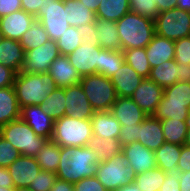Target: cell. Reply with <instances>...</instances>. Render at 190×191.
Segmentation results:
<instances>
[{
	"label": "cell",
	"instance_id": "obj_5",
	"mask_svg": "<svg viewBox=\"0 0 190 191\" xmlns=\"http://www.w3.org/2000/svg\"><path fill=\"white\" fill-rule=\"evenodd\" d=\"M0 135L10 142L23 156L35 157L39 149L49 140L38 136L30 126L17 119L0 127Z\"/></svg>",
	"mask_w": 190,
	"mask_h": 191
},
{
	"label": "cell",
	"instance_id": "obj_18",
	"mask_svg": "<svg viewBox=\"0 0 190 191\" xmlns=\"http://www.w3.org/2000/svg\"><path fill=\"white\" fill-rule=\"evenodd\" d=\"M110 111L121 126L142 123L148 116L131 97H117Z\"/></svg>",
	"mask_w": 190,
	"mask_h": 191
},
{
	"label": "cell",
	"instance_id": "obj_20",
	"mask_svg": "<svg viewBox=\"0 0 190 191\" xmlns=\"http://www.w3.org/2000/svg\"><path fill=\"white\" fill-rule=\"evenodd\" d=\"M151 151H156L165 143L161 120L149 115L138 124V141Z\"/></svg>",
	"mask_w": 190,
	"mask_h": 191
},
{
	"label": "cell",
	"instance_id": "obj_57",
	"mask_svg": "<svg viewBox=\"0 0 190 191\" xmlns=\"http://www.w3.org/2000/svg\"><path fill=\"white\" fill-rule=\"evenodd\" d=\"M179 69V82H190V65L189 64H178Z\"/></svg>",
	"mask_w": 190,
	"mask_h": 191
},
{
	"label": "cell",
	"instance_id": "obj_54",
	"mask_svg": "<svg viewBox=\"0 0 190 191\" xmlns=\"http://www.w3.org/2000/svg\"><path fill=\"white\" fill-rule=\"evenodd\" d=\"M0 187H14L13 179L6 167H0Z\"/></svg>",
	"mask_w": 190,
	"mask_h": 191
},
{
	"label": "cell",
	"instance_id": "obj_41",
	"mask_svg": "<svg viewBox=\"0 0 190 191\" xmlns=\"http://www.w3.org/2000/svg\"><path fill=\"white\" fill-rule=\"evenodd\" d=\"M163 96L169 102L190 103V82H179L164 88Z\"/></svg>",
	"mask_w": 190,
	"mask_h": 191
},
{
	"label": "cell",
	"instance_id": "obj_63",
	"mask_svg": "<svg viewBox=\"0 0 190 191\" xmlns=\"http://www.w3.org/2000/svg\"><path fill=\"white\" fill-rule=\"evenodd\" d=\"M15 187H0V191H14Z\"/></svg>",
	"mask_w": 190,
	"mask_h": 191
},
{
	"label": "cell",
	"instance_id": "obj_9",
	"mask_svg": "<svg viewBox=\"0 0 190 191\" xmlns=\"http://www.w3.org/2000/svg\"><path fill=\"white\" fill-rule=\"evenodd\" d=\"M66 18L64 1L44 0L43 6L39 8L36 21L44 27L50 39L56 42L70 26Z\"/></svg>",
	"mask_w": 190,
	"mask_h": 191
},
{
	"label": "cell",
	"instance_id": "obj_33",
	"mask_svg": "<svg viewBox=\"0 0 190 191\" xmlns=\"http://www.w3.org/2000/svg\"><path fill=\"white\" fill-rule=\"evenodd\" d=\"M60 148L56 142L48 140L39 149L35 158L42 170L56 173L60 161Z\"/></svg>",
	"mask_w": 190,
	"mask_h": 191
},
{
	"label": "cell",
	"instance_id": "obj_44",
	"mask_svg": "<svg viewBox=\"0 0 190 191\" xmlns=\"http://www.w3.org/2000/svg\"><path fill=\"white\" fill-rule=\"evenodd\" d=\"M21 154L0 135V167H8L11 165Z\"/></svg>",
	"mask_w": 190,
	"mask_h": 191
},
{
	"label": "cell",
	"instance_id": "obj_26",
	"mask_svg": "<svg viewBox=\"0 0 190 191\" xmlns=\"http://www.w3.org/2000/svg\"><path fill=\"white\" fill-rule=\"evenodd\" d=\"M182 145L165 142L155 151L157 168L167 173L177 172Z\"/></svg>",
	"mask_w": 190,
	"mask_h": 191
},
{
	"label": "cell",
	"instance_id": "obj_52",
	"mask_svg": "<svg viewBox=\"0 0 190 191\" xmlns=\"http://www.w3.org/2000/svg\"><path fill=\"white\" fill-rule=\"evenodd\" d=\"M190 171V147L182 145L181 155L179 157L177 172Z\"/></svg>",
	"mask_w": 190,
	"mask_h": 191
},
{
	"label": "cell",
	"instance_id": "obj_62",
	"mask_svg": "<svg viewBox=\"0 0 190 191\" xmlns=\"http://www.w3.org/2000/svg\"><path fill=\"white\" fill-rule=\"evenodd\" d=\"M184 145L190 147V129L187 130Z\"/></svg>",
	"mask_w": 190,
	"mask_h": 191
},
{
	"label": "cell",
	"instance_id": "obj_58",
	"mask_svg": "<svg viewBox=\"0 0 190 191\" xmlns=\"http://www.w3.org/2000/svg\"><path fill=\"white\" fill-rule=\"evenodd\" d=\"M177 0H155L159 13L177 6Z\"/></svg>",
	"mask_w": 190,
	"mask_h": 191
},
{
	"label": "cell",
	"instance_id": "obj_48",
	"mask_svg": "<svg viewBox=\"0 0 190 191\" xmlns=\"http://www.w3.org/2000/svg\"><path fill=\"white\" fill-rule=\"evenodd\" d=\"M118 140L122 146L138 141V124L121 126Z\"/></svg>",
	"mask_w": 190,
	"mask_h": 191
},
{
	"label": "cell",
	"instance_id": "obj_22",
	"mask_svg": "<svg viewBox=\"0 0 190 191\" xmlns=\"http://www.w3.org/2000/svg\"><path fill=\"white\" fill-rule=\"evenodd\" d=\"M145 49L151 68L156 67L165 61L175 59L174 41L157 34L154 35L153 39Z\"/></svg>",
	"mask_w": 190,
	"mask_h": 191
},
{
	"label": "cell",
	"instance_id": "obj_35",
	"mask_svg": "<svg viewBox=\"0 0 190 191\" xmlns=\"http://www.w3.org/2000/svg\"><path fill=\"white\" fill-rule=\"evenodd\" d=\"M65 88L56 87L51 94H49L40 107L54 120L65 116L66 109Z\"/></svg>",
	"mask_w": 190,
	"mask_h": 191
},
{
	"label": "cell",
	"instance_id": "obj_25",
	"mask_svg": "<svg viewBox=\"0 0 190 191\" xmlns=\"http://www.w3.org/2000/svg\"><path fill=\"white\" fill-rule=\"evenodd\" d=\"M20 110L14 86L0 88V127L20 119Z\"/></svg>",
	"mask_w": 190,
	"mask_h": 191
},
{
	"label": "cell",
	"instance_id": "obj_37",
	"mask_svg": "<svg viewBox=\"0 0 190 191\" xmlns=\"http://www.w3.org/2000/svg\"><path fill=\"white\" fill-rule=\"evenodd\" d=\"M161 125L165 142L184 145L188 130L186 121L162 119Z\"/></svg>",
	"mask_w": 190,
	"mask_h": 191
},
{
	"label": "cell",
	"instance_id": "obj_10",
	"mask_svg": "<svg viewBox=\"0 0 190 191\" xmlns=\"http://www.w3.org/2000/svg\"><path fill=\"white\" fill-rule=\"evenodd\" d=\"M60 56L57 43L53 40L25 52V61L21 71L24 73H48L52 62Z\"/></svg>",
	"mask_w": 190,
	"mask_h": 191
},
{
	"label": "cell",
	"instance_id": "obj_15",
	"mask_svg": "<svg viewBox=\"0 0 190 191\" xmlns=\"http://www.w3.org/2000/svg\"><path fill=\"white\" fill-rule=\"evenodd\" d=\"M20 119L26 122L38 136L51 140L54 130V119L44 112L40 105L22 107Z\"/></svg>",
	"mask_w": 190,
	"mask_h": 191
},
{
	"label": "cell",
	"instance_id": "obj_45",
	"mask_svg": "<svg viewBox=\"0 0 190 191\" xmlns=\"http://www.w3.org/2000/svg\"><path fill=\"white\" fill-rule=\"evenodd\" d=\"M175 61L177 64L190 65V36L174 41Z\"/></svg>",
	"mask_w": 190,
	"mask_h": 191
},
{
	"label": "cell",
	"instance_id": "obj_60",
	"mask_svg": "<svg viewBox=\"0 0 190 191\" xmlns=\"http://www.w3.org/2000/svg\"><path fill=\"white\" fill-rule=\"evenodd\" d=\"M176 8L190 12V0H177Z\"/></svg>",
	"mask_w": 190,
	"mask_h": 191
},
{
	"label": "cell",
	"instance_id": "obj_28",
	"mask_svg": "<svg viewBox=\"0 0 190 191\" xmlns=\"http://www.w3.org/2000/svg\"><path fill=\"white\" fill-rule=\"evenodd\" d=\"M67 18L70 26L79 27L94 23L96 17L94 11L88 9L79 0H64Z\"/></svg>",
	"mask_w": 190,
	"mask_h": 191
},
{
	"label": "cell",
	"instance_id": "obj_2",
	"mask_svg": "<svg viewBox=\"0 0 190 191\" xmlns=\"http://www.w3.org/2000/svg\"><path fill=\"white\" fill-rule=\"evenodd\" d=\"M121 50L145 48L155 35L154 20L129 11L115 22Z\"/></svg>",
	"mask_w": 190,
	"mask_h": 191
},
{
	"label": "cell",
	"instance_id": "obj_21",
	"mask_svg": "<svg viewBox=\"0 0 190 191\" xmlns=\"http://www.w3.org/2000/svg\"><path fill=\"white\" fill-rule=\"evenodd\" d=\"M48 73L56 87H69L80 83L81 76L65 55H60L51 64Z\"/></svg>",
	"mask_w": 190,
	"mask_h": 191
},
{
	"label": "cell",
	"instance_id": "obj_1",
	"mask_svg": "<svg viewBox=\"0 0 190 191\" xmlns=\"http://www.w3.org/2000/svg\"><path fill=\"white\" fill-rule=\"evenodd\" d=\"M97 164L95 153L88 146L61 147L56 175L58 179L74 184L83 178L95 176Z\"/></svg>",
	"mask_w": 190,
	"mask_h": 191
},
{
	"label": "cell",
	"instance_id": "obj_50",
	"mask_svg": "<svg viewBox=\"0 0 190 191\" xmlns=\"http://www.w3.org/2000/svg\"><path fill=\"white\" fill-rule=\"evenodd\" d=\"M159 191H180L178 172L167 173Z\"/></svg>",
	"mask_w": 190,
	"mask_h": 191
},
{
	"label": "cell",
	"instance_id": "obj_51",
	"mask_svg": "<svg viewBox=\"0 0 190 191\" xmlns=\"http://www.w3.org/2000/svg\"><path fill=\"white\" fill-rule=\"evenodd\" d=\"M16 73L4 65L0 64V88L13 86Z\"/></svg>",
	"mask_w": 190,
	"mask_h": 191
},
{
	"label": "cell",
	"instance_id": "obj_24",
	"mask_svg": "<svg viewBox=\"0 0 190 191\" xmlns=\"http://www.w3.org/2000/svg\"><path fill=\"white\" fill-rule=\"evenodd\" d=\"M25 61V50L19 41L2 37L0 41V64L18 74Z\"/></svg>",
	"mask_w": 190,
	"mask_h": 191
},
{
	"label": "cell",
	"instance_id": "obj_64",
	"mask_svg": "<svg viewBox=\"0 0 190 191\" xmlns=\"http://www.w3.org/2000/svg\"><path fill=\"white\" fill-rule=\"evenodd\" d=\"M14 191H32L29 187L15 188Z\"/></svg>",
	"mask_w": 190,
	"mask_h": 191
},
{
	"label": "cell",
	"instance_id": "obj_11",
	"mask_svg": "<svg viewBox=\"0 0 190 191\" xmlns=\"http://www.w3.org/2000/svg\"><path fill=\"white\" fill-rule=\"evenodd\" d=\"M101 50L100 46H93L90 43L83 42L67 57L81 77L98 74Z\"/></svg>",
	"mask_w": 190,
	"mask_h": 191
},
{
	"label": "cell",
	"instance_id": "obj_23",
	"mask_svg": "<svg viewBox=\"0 0 190 191\" xmlns=\"http://www.w3.org/2000/svg\"><path fill=\"white\" fill-rule=\"evenodd\" d=\"M93 135L104 139H118L121 124L111 111H95L90 119Z\"/></svg>",
	"mask_w": 190,
	"mask_h": 191
},
{
	"label": "cell",
	"instance_id": "obj_30",
	"mask_svg": "<svg viewBox=\"0 0 190 191\" xmlns=\"http://www.w3.org/2000/svg\"><path fill=\"white\" fill-rule=\"evenodd\" d=\"M95 153L98 163L104 162L122 151V145L118 139H104L93 135L88 145Z\"/></svg>",
	"mask_w": 190,
	"mask_h": 191
},
{
	"label": "cell",
	"instance_id": "obj_4",
	"mask_svg": "<svg viewBox=\"0 0 190 191\" xmlns=\"http://www.w3.org/2000/svg\"><path fill=\"white\" fill-rule=\"evenodd\" d=\"M90 119H77L63 116L54 120V130L51 140L61 147H85L92 138Z\"/></svg>",
	"mask_w": 190,
	"mask_h": 191
},
{
	"label": "cell",
	"instance_id": "obj_6",
	"mask_svg": "<svg viewBox=\"0 0 190 191\" xmlns=\"http://www.w3.org/2000/svg\"><path fill=\"white\" fill-rule=\"evenodd\" d=\"M95 176L108 191L134 183L136 174L122 153L97 164Z\"/></svg>",
	"mask_w": 190,
	"mask_h": 191
},
{
	"label": "cell",
	"instance_id": "obj_27",
	"mask_svg": "<svg viewBox=\"0 0 190 191\" xmlns=\"http://www.w3.org/2000/svg\"><path fill=\"white\" fill-rule=\"evenodd\" d=\"M94 24L102 49L121 50V41L115 21L95 19Z\"/></svg>",
	"mask_w": 190,
	"mask_h": 191
},
{
	"label": "cell",
	"instance_id": "obj_8",
	"mask_svg": "<svg viewBox=\"0 0 190 191\" xmlns=\"http://www.w3.org/2000/svg\"><path fill=\"white\" fill-rule=\"evenodd\" d=\"M155 34L169 40L190 36V12L173 8L160 12L154 19Z\"/></svg>",
	"mask_w": 190,
	"mask_h": 191
},
{
	"label": "cell",
	"instance_id": "obj_16",
	"mask_svg": "<svg viewBox=\"0 0 190 191\" xmlns=\"http://www.w3.org/2000/svg\"><path fill=\"white\" fill-rule=\"evenodd\" d=\"M163 91L160 85L149 78H144L131 99L149 116L154 114L163 96Z\"/></svg>",
	"mask_w": 190,
	"mask_h": 191
},
{
	"label": "cell",
	"instance_id": "obj_56",
	"mask_svg": "<svg viewBox=\"0 0 190 191\" xmlns=\"http://www.w3.org/2000/svg\"><path fill=\"white\" fill-rule=\"evenodd\" d=\"M180 191H190V171L178 172Z\"/></svg>",
	"mask_w": 190,
	"mask_h": 191
},
{
	"label": "cell",
	"instance_id": "obj_29",
	"mask_svg": "<svg viewBox=\"0 0 190 191\" xmlns=\"http://www.w3.org/2000/svg\"><path fill=\"white\" fill-rule=\"evenodd\" d=\"M179 75L178 64L175 59H172L151 68L149 79L164 89L175 84Z\"/></svg>",
	"mask_w": 190,
	"mask_h": 191
},
{
	"label": "cell",
	"instance_id": "obj_65",
	"mask_svg": "<svg viewBox=\"0 0 190 191\" xmlns=\"http://www.w3.org/2000/svg\"><path fill=\"white\" fill-rule=\"evenodd\" d=\"M186 125H187V129H190V111H189L188 117L186 118Z\"/></svg>",
	"mask_w": 190,
	"mask_h": 191
},
{
	"label": "cell",
	"instance_id": "obj_43",
	"mask_svg": "<svg viewBox=\"0 0 190 191\" xmlns=\"http://www.w3.org/2000/svg\"><path fill=\"white\" fill-rule=\"evenodd\" d=\"M57 179L55 172L40 170L35 179L29 185L32 191H50Z\"/></svg>",
	"mask_w": 190,
	"mask_h": 191
},
{
	"label": "cell",
	"instance_id": "obj_49",
	"mask_svg": "<svg viewBox=\"0 0 190 191\" xmlns=\"http://www.w3.org/2000/svg\"><path fill=\"white\" fill-rule=\"evenodd\" d=\"M22 10L21 0H0V18Z\"/></svg>",
	"mask_w": 190,
	"mask_h": 191
},
{
	"label": "cell",
	"instance_id": "obj_19",
	"mask_svg": "<svg viewBox=\"0 0 190 191\" xmlns=\"http://www.w3.org/2000/svg\"><path fill=\"white\" fill-rule=\"evenodd\" d=\"M110 80L118 97H131L144 78L124 61Z\"/></svg>",
	"mask_w": 190,
	"mask_h": 191
},
{
	"label": "cell",
	"instance_id": "obj_40",
	"mask_svg": "<svg viewBox=\"0 0 190 191\" xmlns=\"http://www.w3.org/2000/svg\"><path fill=\"white\" fill-rule=\"evenodd\" d=\"M60 55L71 54L83 41L77 27L69 26L61 37L56 41Z\"/></svg>",
	"mask_w": 190,
	"mask_h": 191
},
{
	"label": "cell",
	"instance_id": "obj_32",
	"mask_svg": "<svg viewBox=\"0 0 190 191\" xmlns=\"http://www.w3.org/2000/svg\"><path fill=\"white\" fill-rule=\"evenodd\" d=\"M129 11H131L129 0H101L95 17L116 22Z\"/></svg>",
	"mask_w": 190,
	"mask_h": 191
},
{
	"label": "cell",
	"instance_id": "obj_46",
	"mask_svg": "<svg viewBox=\"0 0 190 191\" xmlns=\"http://www.w3.org/2000/svg\"><path fill=\"white\" fill-rule=\"evenodd\" d=\"M73 186L74 191H108L96 176L83 178Z\"/></svg>",
	"mask_w": 190,
	"mask_h": 191
},
{
	"label": "cell",
	"instance_id": "obj_47",
	"mask_svg": "<svg viewBox=\"0 0 190 191\" xmlns=\"http://www.w3.org/2000/svg\"><path fill=\"white\" fill-rule=\"evenodd\" d=\"M78 32L81 34L84 43H90L93 46H99V38L97 37V30L94 23L85 24L77 27Z\"/></svg>",
	"mask_w": 190,
	"mask_h": 191
},
{
	"label": "cell",
	"instance_id": "obj_12",
	"mask_svg": "<svg viewBox=\"0 0 190 191\" xmlns=\"http://www.w3.org/2000/svg\"><path fill=\"white\" fill-rule=\"evenodd\" d=\"M65 116L77 119H91L95 113L80 83L65 87Z\"/></svg>",
	"mask_w": 190,
	"mask_h": 191
},
{
	"label": "cell",
	"instance_id": "obj_36",
	"mask_svg": "<svg viewBox=\"0 0 190 191\" xmlns=\"http://www.w3.org/2000/svg\"><path fill=\"white\" fill-rule=\"evenodd\" d=\"M124 61L128 63L140 76L149 78L151 67L145 48L123 50Z\"/></svg>",
	"mask_w": 190,
	"mask_h": 191
},
{
	"label": "cell",
	"instance_id": "obj_14",
	"mask_svg": "<svg viewBox=\"0 0 190 191\" xmlns=\"http://www.w3.org/2000/svg\"><path fill=\"white\" fill-rule=\"evenodd\" d=\"M35 21L36 17L24 10L13 12L0 18V34L4 38L19 41Z\"/></svg>",
	"mask_w": 190,
	"mask_h": 191
},
{
	"label": "cell",
	"instance_id": "obj_53",
	"mask_svg": "<svg viewBox=\"0 0 190 191\" xmlns=\"http://www.w3.org/2000/svg\"><path fill=\"white\" fill-rule=\"evenodd\" d=\"M43 3L44 0H21V7L22 10L36 17Z\"/></svg>",
	"mask_w": 190,
	"mask_h": 191
},
{
	"label": "cell",
	"instance_id": "obj_39",
	"mask_svg": "<svg viewBox=\"0 0 190 191\" xmlns=\"http://www.w3.org/2000/svg\"><path fill=\"white\" fill-rule=\"evenodd\" d=\"M166 177V173L160 168H155L135 177L134 183L142 191H159Z\"/></svg>",
	"mask_w": 190,
	"mask_h": 191
},
{
	"label": "cell",
	"instance_id": "obj_13",
	"mask_svg": "<svg viewBox=\"0 0 190 191\" xmlns=\"http://www.w3.org/2000/svg\"><path fill=\"white\" fill-rule=\"evenodd\" d=\"M121 153L136 175L157 168L155 152L139 142L122 146Z\"/></svg>",
	"mask_w": 190,
	"mask_h": 191
},
{
	"label": "cell",
	"instance_id": "obj_3",
	"mask_svg": "<svg viewBox=\"0 0 190 191\" xmlns=\"http://www.w3.org/2000/svg\"><path fill=\"white\" fill-rule=\"evenodd\" d=\"M13 86L20 108L40 105L56 88L49 73L33 74L22 71L16 74Z\"/></svg>",
	"mask_w": 190,
	"mask_h": 191
},
{
	"label": "cell",
	"instance_id": "obj_42",
	"mask_svg": "<svg viewBox=\"0 0 190 191\" xmlns=\"http://www.w3.org/2000/svg\"><path fill=\"white\" fill-rule=\"evenodd\" d=\"M129 2L131 11L142 16L154 20L159 14L155 0H129Z\"/></svg>",
	"mask_w": 190,
	"mask_h": 191
},
{
	"label": "cell",
	"instance_id": "obj_59",
	"mask_svg": "<svg viewBox=\"0 0 190 191\" xmlns=\"http://www.w3.org/2000/svg\"><path fill=\"white\" fill-rule=\"evenodd\" d=\"M79 1H81V3H83L88 9L94 11V13H96V11L98 10L99 4L101 2V0H79Z\"/></svg>",
	"mask_w": 190,
	"mask_h": 191
},
{
	"label": "cell",
	"instance_id": "obj_31",
	"mask_svg": "<svg viewBox=\"0 0 190 191\" xmlns=\"http://www.w3.org/2000/svg\"><path fill=\"white\" fill-rule=\"evenodd\" d=\"M190 111V103L169 102L162 96L153 116L162 119L186 121Z\"/></svg>",
	"mask_w": 190,
	"mask_h": 191
},
{
	"label": "cell",
	"instance_id": "obj_34",
	"mask_svg": "<svg viewBox=\"0 0 190 191\" xmlns=\"http://www.w3.org/2000/svg\"><path fill=\"white\" fill-rule=\"evenodd\" d=\"M123 63L124 54L122 50L102 49L100 51L98 74L110 78Z\"/></svg>",
	"mask_w": 190,
	"mask_h": 191
},
{
	"label": "cell",
	"instance_id": "obj_38",
	"mask_svg": "<svg viewBox=\"0 0 190 191\" xmlns=\"http://www.w3.org/2000/svg\"><path fill=\"white\" fill-rule=\"evenodd\" d=\"M49 40V34L45 31L44 27L38 21H35L20 38L19 43L26 52Z\"/></svg>",
	"mask_w": 190,
	"mask_h": 191
},
{
	"label": "cell",
	"instance_id": "obj_7",
	"mask_svg": "<svg viewBox=\"0 0 190 191\" xmlns=\"http://www.w3.org/2000/svg\"><path fill=\"white\" fill-rule=\"evenodd\" d=\"M80 85L94 111H110L118 97L110 78L100 74L81 77Z\"/></svg>",
	"mask_w": 190,
	"mask_h": 191
},
{
	"label": "cell",
	"instance_id": "obj_55",
	"mask_svg": "<svg viewBox=\"0 0 190 191\" xmlns=\"http://www.w3.org/2000/svg\"><path fill=\"white\" fill-rule=\"evenodd\" d=\"M50 191H74V186L71 182L57 178Z\"/></svg>",
	"mask_w": 190,
	"mask_h": 191
},
{
	"label": "cell",
	"instance_id": "obj_17",
	"mask_svg": "<svg viewBox=\"0 0 190 191\" xmlns=\"http://www.w3.org/2000/svg\"><path fill=\"white\" fill-rule=\"evenodd\" d=\"M7 168L9 170L10 176L13 179L15 188L29 187L41 170V167L39 166L35 157L23 155H20Z\"/></svg>",
	"mask_w": 190,
	"mask_h": 191
},
{
	"label": "cell",
	"instance_id": "obj_61",
	"mask_svg": "<svg viewBox=\"0 0 190 191\" xmlns=\"http://www.w3.org/2000/svg\"><path fill=\"white\" fill-rule=\"evenodd\" d=\"M116 191H142V190L135 183H129L117 189Z\"/></svg>",
	"mask_w": 190,
	"mask_h": 191
}]
</instances>
